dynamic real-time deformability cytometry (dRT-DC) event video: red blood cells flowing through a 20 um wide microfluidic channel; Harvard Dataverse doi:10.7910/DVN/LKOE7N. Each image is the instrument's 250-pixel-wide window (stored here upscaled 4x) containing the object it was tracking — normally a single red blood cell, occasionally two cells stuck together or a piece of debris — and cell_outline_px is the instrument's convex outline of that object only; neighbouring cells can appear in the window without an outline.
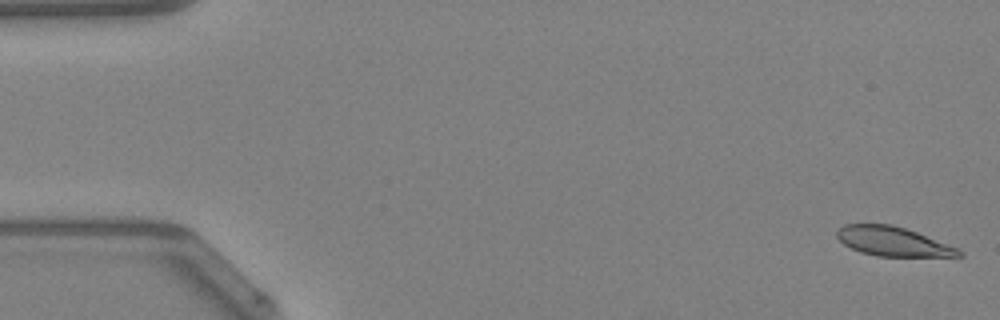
{"species": "Egyptian fruit bat (a non-hibernating species)", "species_latin": "Rousettus aegyptiacus", "temperature_condition": "warm", "stored_images_in_passage": 41, "camera_frame_rate_fps": 3000, "um_per_image_px": 0.085, "animal": {"sex": "female"}, "frame": {"image": 1, "passage_image": 1, "time_ms": 0.0, "image_size_px": [1000, 320], "cell_outline_px": [[964, 256], [876, 256], [860, 252], [844, 244], [836, 236], [836, 232], [844, 224], [892, 224], [916, 232], [956, 248], [964, 252]], "centroid_in_image_um": [75.86, 20.52], "position_along_channel_um": 9.1, "area_um2": 20.46}}
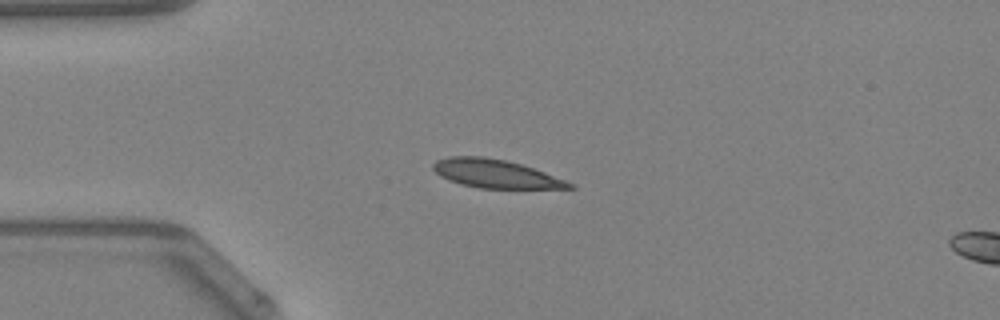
{"frame": {"image": 2, "passage_image": 12, "time_ms": 3.667, "image_size_px": [1000, 320], "cell_outline_px": [[576, 188], [480, 188], [460, 184], [448, 180], [440, 176], [432, 168], [432, 164], [436, 160], [448, 156], [484, 156], [504, 160], [520, 164], [544, 172], [576, 184]], "centroid_in_image_um": [42.09, 14.76], "position_along_channel_um": 42.9, "area_um2": 22.48}}
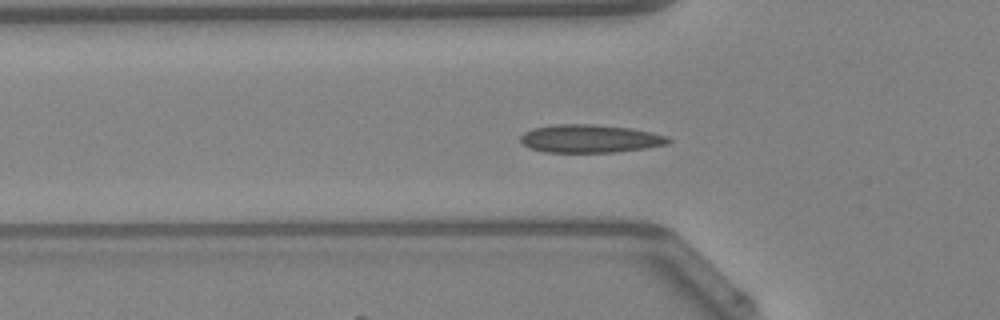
{"frame": {"image": 3, "passage_image": 16, "time_ms": 5.0, "image_size_px": [1000, 320], "cell_outline_px": [[672, 140], [668, 144], [644, 148], [616, 152], [544, 152], [528, 148], [520, 140], [520, 136], [524, 132], [532, 128], [560, 124], [592, 124], [632, 128], [652, 132], [668, 136]], "centroid_in_image_um": [50.16, 11.78], "position_along_channel_um": 75.6, "area_um2": 24.28}, "authors_computed_cell_mechanics": {"area_um2": 22.4264, "velocity_mm_per_s": 4.2313, "shape_relaxation_time_tau1_ms": 5.2481, "shape_relaxation_time_tau2_ms": 1.9811, "deformation_change_tau1": 0.1516, "deformation_change_tau2": 0.0509}}